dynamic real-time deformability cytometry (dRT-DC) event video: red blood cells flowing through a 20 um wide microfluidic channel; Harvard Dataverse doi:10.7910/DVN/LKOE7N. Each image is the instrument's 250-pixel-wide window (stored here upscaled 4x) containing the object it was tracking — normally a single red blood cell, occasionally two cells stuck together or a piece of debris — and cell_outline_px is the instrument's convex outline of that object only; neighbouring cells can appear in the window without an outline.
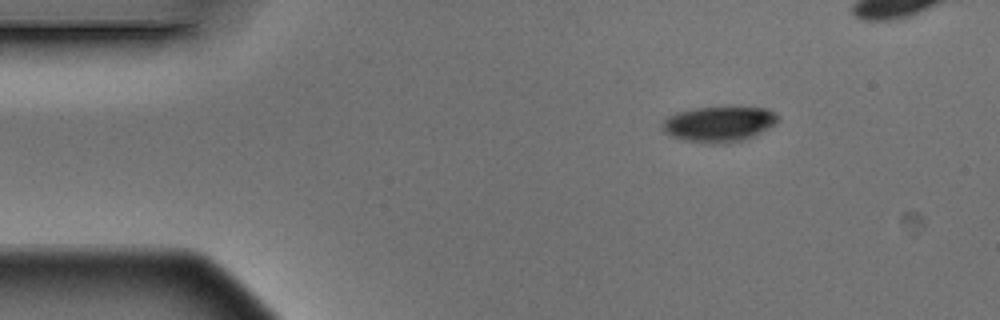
{"species": "Egyptian fruit bat (a non-hibernating species)", "species_latin": "Rousettus aegyptiacus", "temperature_condition": "warm", "stored_images_in_passage": 5, "camera_frame_rate_fps": 3000, "um_per_image_px": 0.085, "animal": {"sex": "male"}, "frame": {"image": 1, "passage_image": 1, "time_ms": 0.0, "image_size_px": [1000, 320], "cell_outline_px": [[780, 120], [748, 140], [728, 144], [708, 144], [684, 140], [672, 136], [664, 132], [660, 128], [664, 120], [668, 116], [676, 112], [696, 108], [764, 108], [780, 116]], "centroid_in_image_um": [61.09, 10.58], "position_along_channel_um": 23.9, "area_um2": 23.99}}